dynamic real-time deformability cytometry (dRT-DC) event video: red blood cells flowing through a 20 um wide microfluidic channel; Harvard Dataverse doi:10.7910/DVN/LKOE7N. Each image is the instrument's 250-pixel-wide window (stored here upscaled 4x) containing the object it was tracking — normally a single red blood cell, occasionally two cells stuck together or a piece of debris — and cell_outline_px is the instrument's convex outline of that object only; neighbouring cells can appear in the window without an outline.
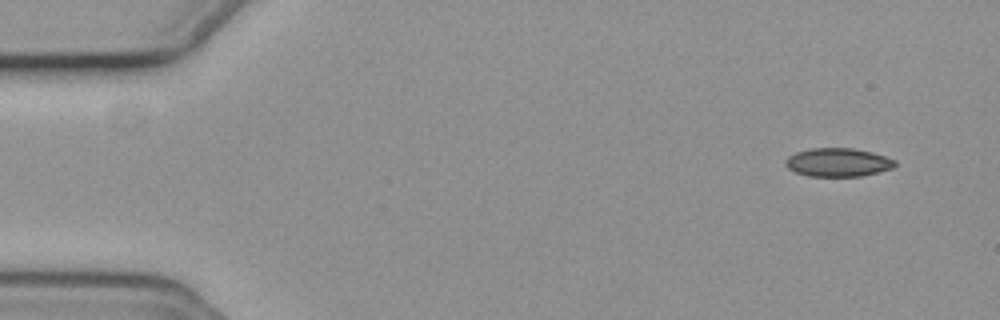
{"species": "common noctule bat (a hibernating species)", "species_latin": "Nyctalus noctula", "temperature_condition": "cold", "stored_images_in_passage": 18, "camera_frame_rate_fps": 3000, "um_per_image_px": 0.085, "animal": {"sex": "female", "body_mass_g": 19.3, "forearm_length_mm": 54.1}, "frame": {"image": 1, "passage_image": 1, "time_ms": 0.0, "image_size_px": [1000, 320], "cell_outline_px": [[896, 164], [892, 168], [860, 176], [808, 176], [796, 172], [788, 168], [784, 164], [784, 160], [788, 156], [796, 152], [812, 148], [852, 148], [872, 152], [896, 160]], "centroid_in_image_um": [71.19, 13.79], "position_along_channel_um": 13.8, "area_um2": 18.09}}
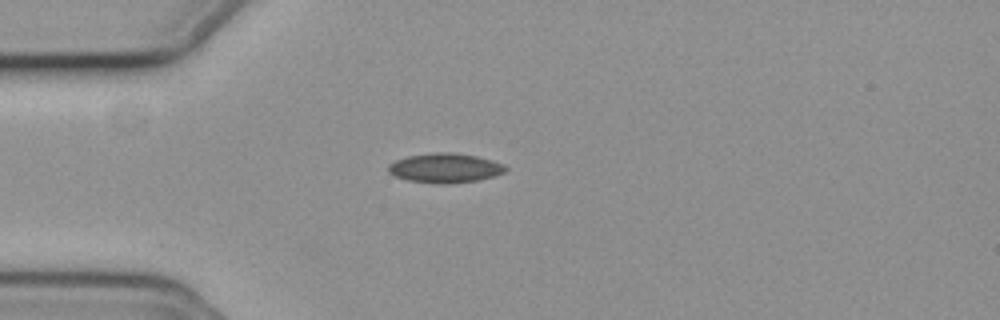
{"frame": {"image": 2, "passage_image": 12, "time_ms": 3.667, "image_size_px": [1000, 320], "cell_outline_px": [[508, 168], [504, 172], [492, 176], [476, 180], [448, 184], [432, 184], [408, 180], [392, 176], [388, 172], [388, 164], [396, 160], [408, 156], [436, 152], [452, 152], [476, 156], [492, 160], [504, 164]], "centroid_in_image_um": [37.79, 14.28], "position_along_channel_um": 47.2, "area_um2": 20.23}}
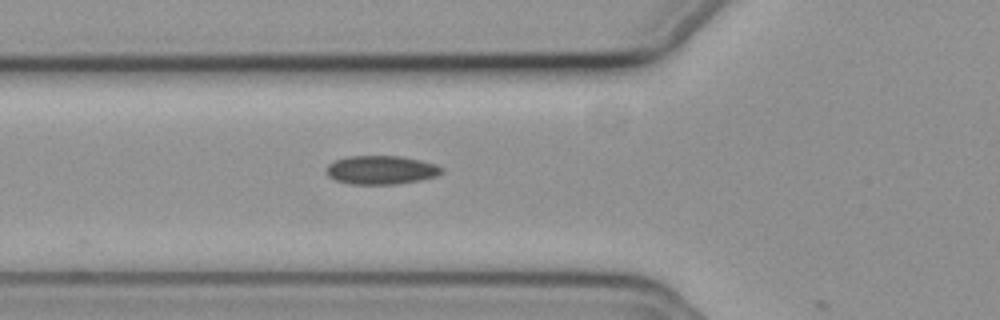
{"frame": {"image": 3, "passage_image": 17, "time_ms": 5.333, "image_size_px": [1000, 320], "cell_outline_px": [[444, 172], [436, 176], [420, 180], [396, 184], [348, 184], [336, 180], [328, 176], [324, 172], [328, 164], [336, 160], [348, 156], [400, 156], [420, 160], [436, 164], [444, 168]], "centroid_in_image_um": [32.39, 14.45], "position_along_channel_um": 93.4, "area_um2": 19.42}}